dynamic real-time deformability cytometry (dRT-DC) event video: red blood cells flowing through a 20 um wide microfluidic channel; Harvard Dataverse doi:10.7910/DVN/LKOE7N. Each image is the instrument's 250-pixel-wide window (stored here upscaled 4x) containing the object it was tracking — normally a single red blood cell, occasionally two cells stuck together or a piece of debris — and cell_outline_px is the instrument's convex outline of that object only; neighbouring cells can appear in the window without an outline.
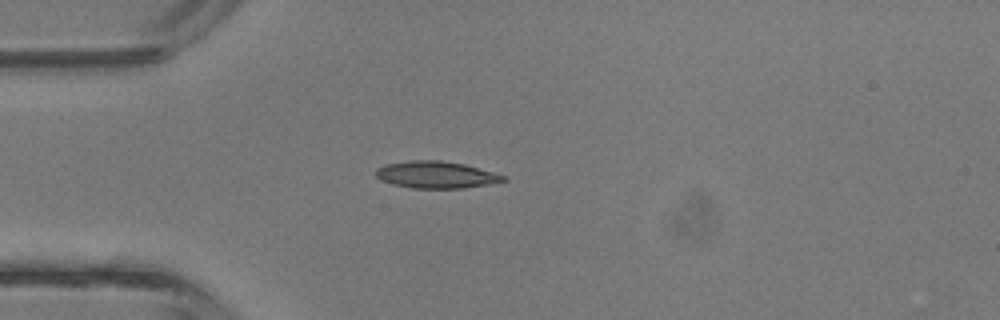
{"species": "common noctule bat (a hibernating species)", "species_latin": "Nyctalus noctula", "temperature_condition": "room temperature", "stored_images_in_passage": 3, "camera_frame_rate_fps": 3000, "um_per_image_px": 0.085, "animal": {"sex": "male", "body_mass_g": 13.3}, "frame": {"image": 1, "passage_image": 3, "time_ms": 0.667, "image_size_px": [1000, 320], "cell_outline_px": [[508, 180], [488, 184], [464, 188], [412, 188], [392, 184], [380, 180], [376, 176], [376, 168], [388, 164], [412, 160], [440, 160], [464, 164], [508, 176]], "centroid_in_image_um": [37.09, 14.86], "position_along_channel_um": 47.9, "area_um2": 20.0}}